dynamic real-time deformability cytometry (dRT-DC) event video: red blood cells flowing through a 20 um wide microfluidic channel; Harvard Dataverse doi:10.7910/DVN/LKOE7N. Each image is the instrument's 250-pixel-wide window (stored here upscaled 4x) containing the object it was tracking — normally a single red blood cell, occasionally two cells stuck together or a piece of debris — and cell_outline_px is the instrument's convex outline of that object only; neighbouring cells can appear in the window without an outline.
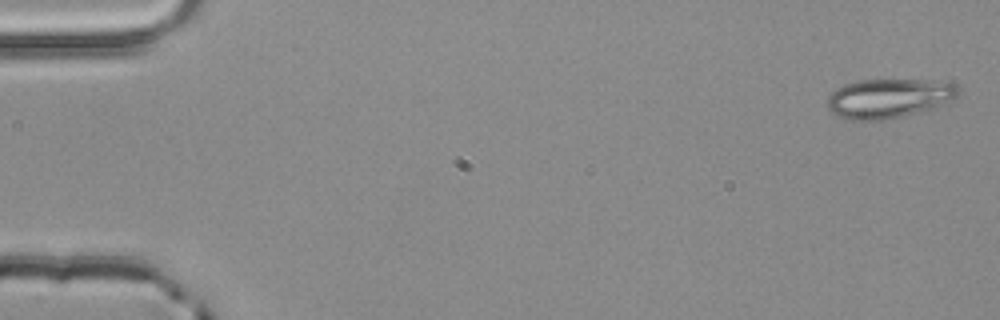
{"species": "common noctule bat (a hibernating species)", "species_latin": "Nyctalus noctula", "temperature_condition": "room temperature", "stored_images_in_passage": 5, "segment_of_instrument_passage": [2, 2], "camera_frame_rate_fps": 3000, "um_per_image_px": 0.085, "animal": {"sex": "male", "body_mass_g": 20.4}, "frame": {"image": 1, "passage_image": 5, "time_ms": 1.333, "image_size_px": [1000, 320], "cell_outline_px": [[960, 88], [956, 96], [952, 100], [936, 108], [884, 120], [852, 120], [836, 116], [828, 108], [828, 96], [836, 88], [844, 84], [860, 80], [924, 80], [952, 84]], "centroid_in_image_um": [75.51, 8.37], "position_along_channel_um": 9.5, "area_um2": 29.88}}